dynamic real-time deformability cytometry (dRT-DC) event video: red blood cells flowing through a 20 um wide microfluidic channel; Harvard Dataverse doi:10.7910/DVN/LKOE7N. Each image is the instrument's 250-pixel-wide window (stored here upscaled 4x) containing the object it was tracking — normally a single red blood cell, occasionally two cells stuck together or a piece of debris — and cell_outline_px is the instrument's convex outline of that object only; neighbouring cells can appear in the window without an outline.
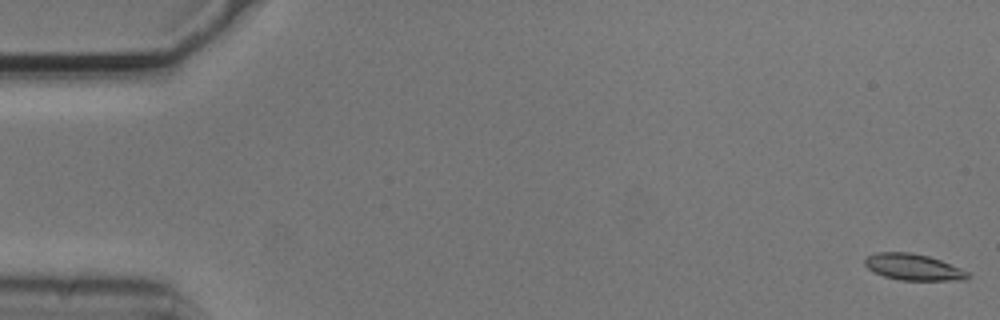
{"species": "common noctule bat (a hibernating species)", "species_latin": "Nyctalus noctula", "temperature_condition": "cold", "stored_images_in_passage": 55, "camera_frame_rate_fps": 3000, "um_per_image_px": 0.085, "animal": {"sex": "male", "body_mass_g": 20.5, "forearm_length_mm": 52.5}, "frame": {"image": 1, "passage_image": 1, "time_ms": 0.0, "image_size_px": [1000, 320], "cell_outline_px": [[972, 276], [964, 280], [900, 280], [884, 276], [868, 268], [864, 264], [864, 260], [868, 256], [876, 252], [912, 252], [928, 256], [940, 260], [960, 268], [968, 272]], "centroid_in_image_um": [77.64, 22.7], "position_along_channel_um": 7.4, "area_um2": 15.72}}
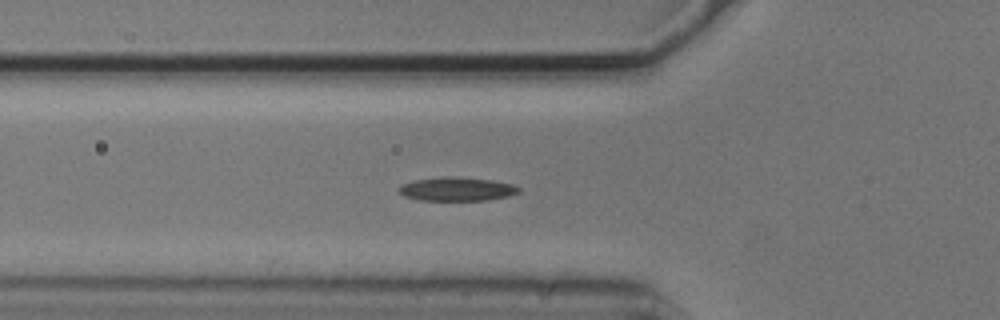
{"frame": {"image": 2, "passage_image": 19, "time_ms": 6.0, "image_size_px": [1000, 320], "cell_outline_px": [[520, 192], [508, 196], [488, 200], [420, 200], [404, 196], [396, 188], [400, 184], [412, 180], [444, 176], [452, 176], [492, 180], [512, 184], [520, 188]], "centroid_in_image_um": [38.79, 16.06], "position_along_channel_um": 87.0, "area_um2": 16.7}}
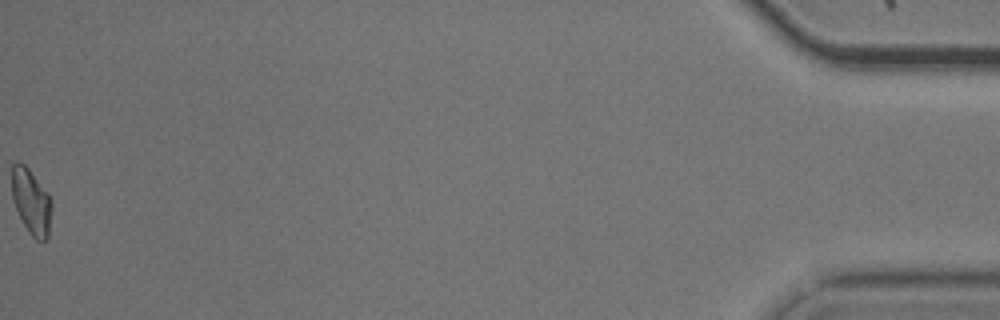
{"frame": {"image": 3, "passage_image": 55, "time_ms": 18.0, "image_size_px": [1000, 320], "cell_outline_px": [[52, 208], [48, 236], [44, 240], [36, 240], [28, 232], [12, 200], [12, 164], [16, 160], [24, 164], [28, 168], [48, 192], [52, 200]], "centroid_in_image_um": [2.66, 17.11], "position_along_channel_um": 432.5, "area_um2": 15.26}, "authors_computed_cell_mechanics": {"area_um2": 15.895, "velocity_mm_per_s": 3.7159, "shape_relaxation_time_tau1_ms": 4.296, "shape_relaxation_time_tau2_ms": null, "deformation_change_tau1": 0.1128, "deformation_change_tau2": null}}